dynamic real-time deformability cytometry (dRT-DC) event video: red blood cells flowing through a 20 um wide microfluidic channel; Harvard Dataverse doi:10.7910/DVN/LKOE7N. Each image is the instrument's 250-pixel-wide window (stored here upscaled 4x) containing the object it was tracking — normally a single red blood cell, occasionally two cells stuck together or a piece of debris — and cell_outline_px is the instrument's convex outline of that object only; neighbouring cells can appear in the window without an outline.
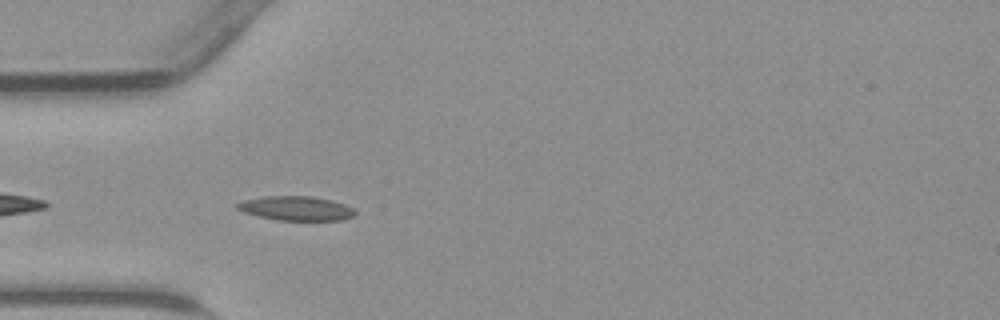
{"species": "common noctule bat (a hibernating species)", "species_latin": "Nyctalus noctula", "temperature_condition": "warm", "stored_images_in_passage": 12, "camera_frame_rate_fps": 3000, "um_per_image_px": 0.085, "animal": {"sex": "male", "body_mass_g": 23.1, "forearm_length_mm": 52.7}, "frame": {"image": 1, "passage_image": 1, "time_ms": 0.0, "image_size_px": [1000, 320], "cell_outline_px": [[356, 212], [352, 216], [344, 220], [276, 220], [244, 212], [236, 208], [236, 204], [240, 200], [264, 196], [312, 196], [332, 200], [344, 204], [352, 208]], "centroid_in_image_um": [25.14, 17.7], "position_along_channel_um": 59.9, "area_um2": 16.7}}
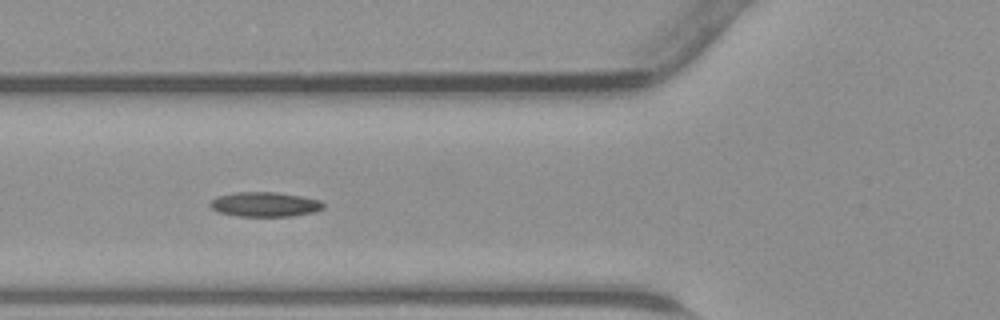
{"frame": {"image": 2, "passage_image": 4, "time_ms": 1.0, "image_size_px": [1000, 320], "cell_outline_px": [[324, 208], [312, 212], [292, 216], [236, 216], [220, 212], [212, 208], [208, 204], [216, 196], [236, 192], [276, 192], [300, 196], [320, 200], [324, 204]], "centroid_in_image_um": [22.49, 17.37], "position_along_channel_um": 103.3, "area_um2": 16.18}}
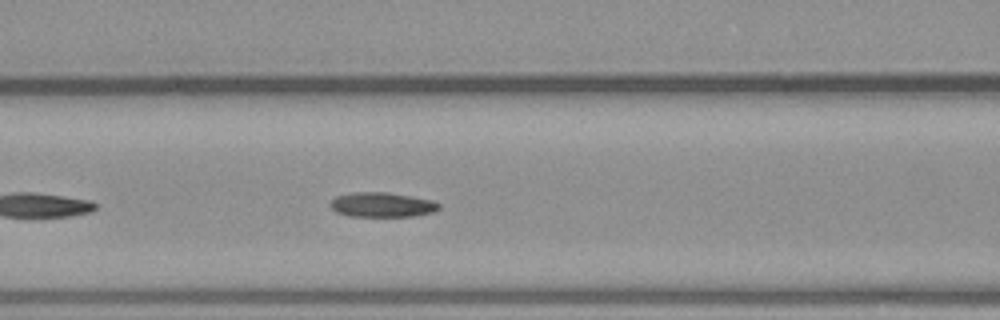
{"frame": {"image": 3, "passage_image": 6, "time_ms": 1.667, "image_size_px": [1000, 320], "cell_outline_px": [[440, 208], [436, 212], [412, 216], [348, 216], [336, 212], [328, 204], [336, 196], [352, 192], [388, 192], [412, 196], [432, 200], [440, 204]], "centroid_in_image_um": [32.48, 17.4], "position_along_channel_um": 134.1, "area_um2": 15.78}}